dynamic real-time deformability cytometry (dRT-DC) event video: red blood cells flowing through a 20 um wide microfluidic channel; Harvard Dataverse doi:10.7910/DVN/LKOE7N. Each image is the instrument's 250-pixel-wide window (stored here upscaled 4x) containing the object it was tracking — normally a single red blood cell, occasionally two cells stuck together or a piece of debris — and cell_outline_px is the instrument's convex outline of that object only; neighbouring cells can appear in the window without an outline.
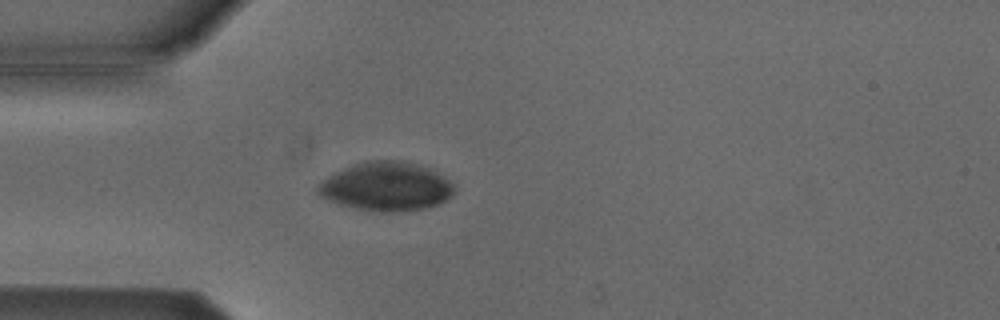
{"species": "Egyptian fruit bat (a non-hibernating species)", "species_latin": "Rousettus aegyptiacus", "temperature_condition": "cold", "stored_images_in_passage": 47, "camera_frame_rate_fps": 3000, "um_per_image_px": 0.085, "animal": {"sex": "male"}, "frame": {"image": 1, "passage_image": 14, "time_ms": 4.333, "image_size_px": [1000, 320], "cell_outline_px": [[456, 192], [452, 196], [436, 204], [424, 208], [400, 212], [368, 212], [336, 204], [320, 196], [316, 192], [316, 184], [336, 172], [352, 164], [364, 160], [404, 160], [420, 164], [432, 168], [456, 184]], "centroid_in_image_um": [32.84, 15.85], "position_along_channel_um": 52.2, "area_um2": 39.77}}
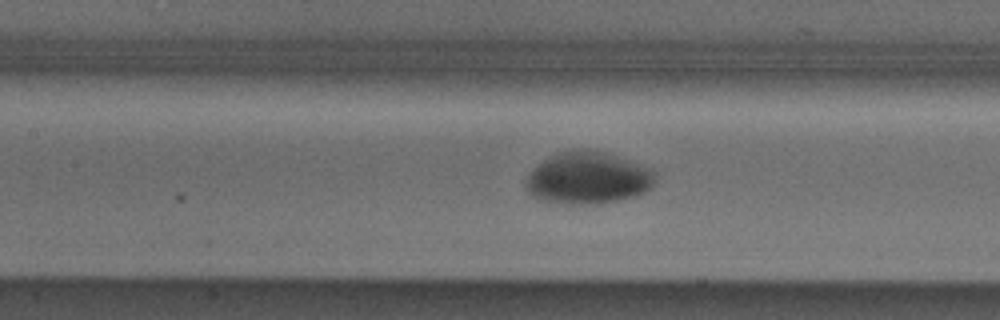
{"frame": {"image": 2, "passage_image": 23, "time_ms": 7.333, "image_size_px": [1000, 320], "cell_outline_px": [[656, 180], [652, 188], [636, 196], [620, 200], [600, 204], [572, 204], [544, 200], [532, 196], [528, 192], [524, 184], [524, 180], [528, 172], [532, 168], [548, 156], [556, 152], [568, 148], [588, 148], [604, 152], [652, 168], [656, 172]], "centroid_in_image_um": [49.96, 15.1], "position_along_channel_um": 157.4, "area_um2": 40.17}}
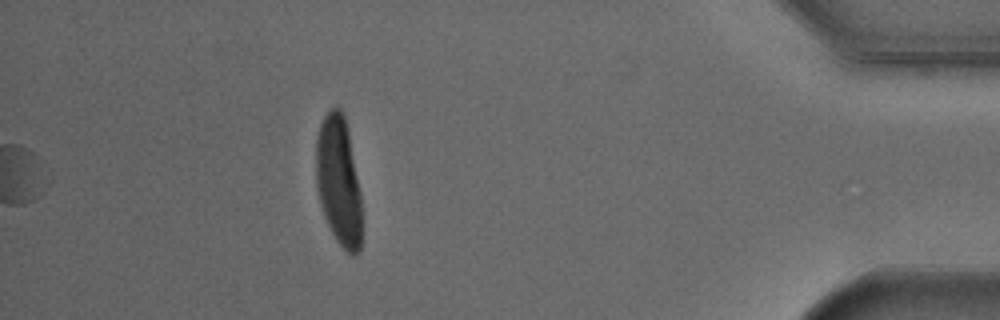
{"frame": {"image": 3, "passage_image": 47, "time_ms": 15.333, "image_size_px": [1000, 320], "cell_outline_px": [[360, 252], [352, 256], [336, 240], [324, 216], [320, 204], [316, 184], [316, 136], [320, 124], [324, 116], [336, 104], [344, 112], [348, 128], [360, 196]], "centroid_in_image_um": [28.76, 15.33], "position_along_channel_um": 406.4, "area_um2": 34.28}}